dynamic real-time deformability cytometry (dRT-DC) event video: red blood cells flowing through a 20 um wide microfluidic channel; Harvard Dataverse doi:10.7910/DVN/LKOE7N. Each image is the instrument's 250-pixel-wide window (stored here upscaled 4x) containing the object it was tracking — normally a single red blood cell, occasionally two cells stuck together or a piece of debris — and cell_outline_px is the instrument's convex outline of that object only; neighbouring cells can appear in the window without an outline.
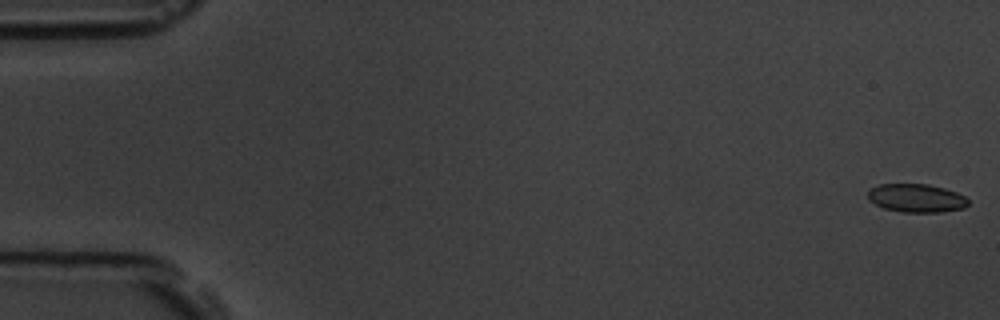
{"species": "common noctule bat (a hibernating species)", "species_latin": "Nyctalus noctula", "temperature_condition": "room temperature", "stored_images_in_passage": 56, "camera_frame_rate_fps": 3000, "um_per_image_px": 0.085, "animal": {"sex": "male", "body_mass_g": 19.5, "forearm_length_mm": 54.6}, "frame": {"image": 1, "passage_image": 1, "time_ms": 0.0, "image_size_px": [1000, 320], "cell_outline_px": [[968, 204], [964, 208], [940, 212], [900, 212], [884, 208], [868, 200], [868, 192], [872, 188], [880, 184], [928, 184], [944, 188], [956, 192], [964, 196], [968, 200]], "centroid_in_image_um": [77.89, 16.84], "position_along_channel_um": 7.1, "area_um2": 16.53}}
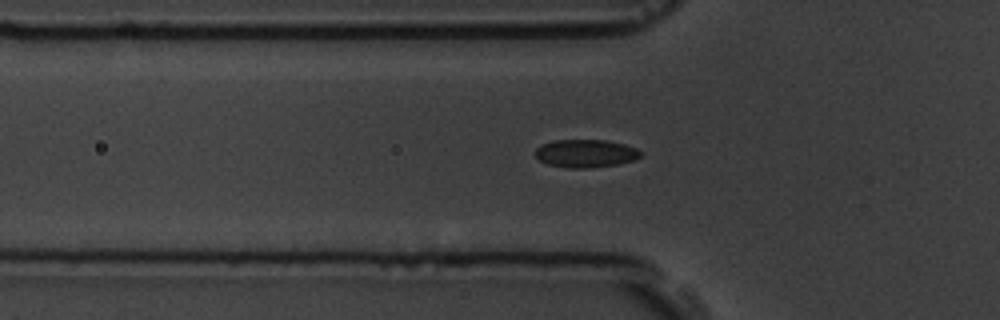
{"frame": {"image": 2, "passage_image": 19, "time_ms": 6.0, "image_size_px": [1000, 320], "cell_outline_px": [[640, 156], [632, 160], [616, 164], [584, 168], [568, 168], [548, 164], [540, 160], [536, 156], [536, 148], [540, 144], [552, 140], [604, 140], [624, 144], [636, 148], [640, 152]], "centroid_in_image_um": [49.73, 13.03], "position_along_channel_um": 76.1, "area_um2": 16.94}}
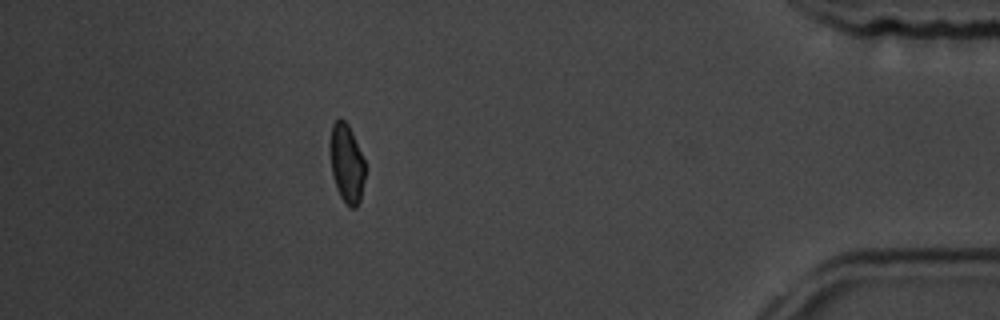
{"frame": {"image": 3, "passage_image": 50, "time_ms": 16.333, "image_size_px": [1000, 320], "cell_outline_px": [[364, 180], [360, 200], [356, 208], [352, 208], [340, 196], [336, 188], [332, 172], [328, 148], [332, 124], [340, 116], [348, 124], [352, 132], [364, 160]], "centroid_in_image_um": [29.43, 13.84], "position_along_channel_um": 405.8, "area_um2": 16.13}, "authors_computed_cell_mechanics": {"area_um2": 17.1666, "velocity_mm_per_s": 3.6587, "shape_relaxation_time_tau1_ms": 7.7253, "shape_relaxation_time_tau2_ms": 2.0553, "deformation_change_tau1": 0.1349, "deformation_change_tau2": 0.0575}}